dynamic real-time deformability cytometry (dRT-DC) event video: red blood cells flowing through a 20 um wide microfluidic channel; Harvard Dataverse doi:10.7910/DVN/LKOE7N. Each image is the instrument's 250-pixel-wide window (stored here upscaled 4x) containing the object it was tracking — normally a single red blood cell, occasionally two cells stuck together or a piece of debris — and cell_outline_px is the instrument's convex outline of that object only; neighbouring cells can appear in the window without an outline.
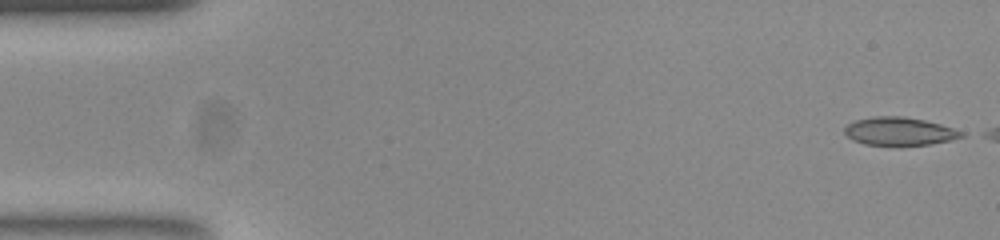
{"species": "common noctule bat (a hibernating species)", "species_latin": "Nyctalus noctula", "temperature_condition": "room temperature", "stored_images_in_passage": 7, "camera_frame_rate_fps": 3000, "um_per_image_px": 0.085, "animal": {"sex": "female", "body_mass_g": 23.0, "forearm_length_mm": 53.4}, "frame": {"image": 1, "passage_image": 1, "time_ms": 0.0, "image_size_px": [1000, 240], "cell_outline_px": [[968, 136], [952, 140], [932, 144], [864, 144], [852, 140], [844, 132], [844, 128], [848, 124], [856, 120], [872, 116], [904, 116], [924, 120], [940, 124], [964, 132]], "centroid_in_image_um": [76.48, 11.15], "position_along_channel_um": 8.5, "area_um2": 19.02}}